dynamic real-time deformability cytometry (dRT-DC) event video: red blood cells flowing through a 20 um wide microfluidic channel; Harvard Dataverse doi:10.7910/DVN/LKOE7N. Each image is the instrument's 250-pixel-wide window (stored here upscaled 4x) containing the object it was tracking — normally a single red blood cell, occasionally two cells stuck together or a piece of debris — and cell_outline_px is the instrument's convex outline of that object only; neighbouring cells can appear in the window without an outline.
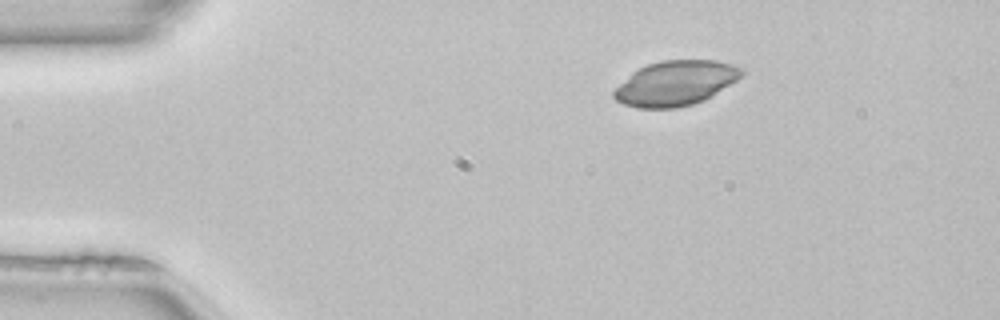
{"species": "common noctule bat (a hibernating species)", "species_latin": "Nyctalus noctula", "temperature_condition": "room temperature", "stored_images_in_passage": 43, "camera_frame_rate_fps": 3000, "um_per_image_px": 0.085, "animal": {"sex": "female", "body_mass_g": 22.7, "forearm_length_mm": 54.2}, "frame": {"image": 1, "passage_image": 1, "time_ms": 0.0, "image_size_px": [1000, 320], "cell_outline_px": [[744, 72], [736, 80], [704, 100], [692, 104], [676, 108], [636, 108], [624, 104], [616, 100], [612, 96], [612, 92], [632, 72], [648, 64], [660, 60], [716, 60], [732, 64], [744, 68]], "centroid_in_image_um": [57.41, 7.07], "position_along_channel_um": 27.6, "area_um2": 33.18}}